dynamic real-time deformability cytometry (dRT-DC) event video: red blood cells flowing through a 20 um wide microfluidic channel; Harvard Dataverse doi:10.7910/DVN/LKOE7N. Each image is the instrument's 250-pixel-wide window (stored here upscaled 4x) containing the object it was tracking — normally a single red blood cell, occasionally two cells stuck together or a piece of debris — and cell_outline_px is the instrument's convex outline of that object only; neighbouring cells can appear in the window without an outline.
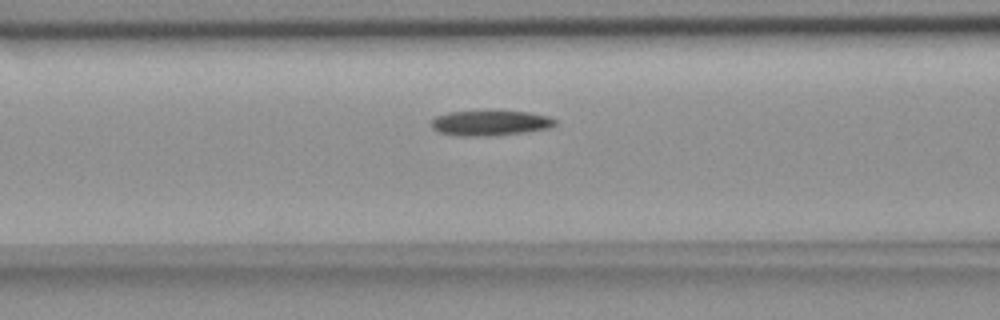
{"species": "common noctule bat (a hibernating species)", "species_latin": "Nyctalus noctula", "temperature_condition": "room temperature", "stored_images_in_passage": 16, "camera_frame_rate_fps": 3000, "um_per_image_px": 0.085, "animal": {"sex": "female", "body_mass_g": 18.4}, "frame": {"image": 1, "passage_image": 14, "time_ms": 4.333, "image_size_px": [1000, 320], "cell_outline_px": [[556, 124], [548, 128], [524, 132], [488, 136], [460, 136], [440, 132], [432, 128], [432, 120], [436, 116], [448, 112], [492, 108], [528, 112], [548, 116], [556, 120]], "centroid_in_image_um": [41.66, 10.4], "position_along_channel_um": 124.9, "area_um2": 18.9}}